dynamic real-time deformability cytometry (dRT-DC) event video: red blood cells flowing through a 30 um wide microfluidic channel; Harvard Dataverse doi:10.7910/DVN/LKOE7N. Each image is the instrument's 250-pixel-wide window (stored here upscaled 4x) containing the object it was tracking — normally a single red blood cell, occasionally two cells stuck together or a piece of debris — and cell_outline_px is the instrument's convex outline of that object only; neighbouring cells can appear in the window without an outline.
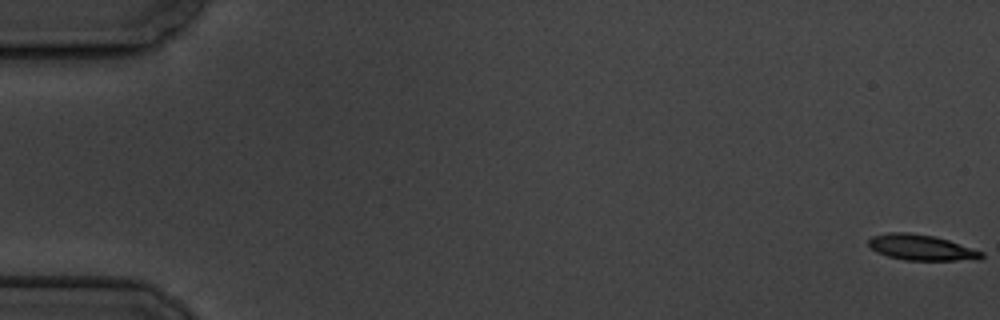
{"species": "common noctule bat (a hibernating species)", "species_latin": "Nyctalus noctula", "temperature_condition": "cold", "stored_images_in_passage": 6, "camera_frame_rate_fps": 3000, "um_per_image_px": 0.085, "animal": {"sex": "male", "body_mass_g": 19.5, "forearm_length_mm": 54.6}, "frame": {"image": 1, "passage_image": 1, "time_ms": 0.0, "image_size_px": [1000, 320], "cell_outline_px": [[984, 256], [980, 260], [904, 260], [888, 256], [876, 252], [868, 244], [868, 240], [872, 236], [888, 232], [908, 232], [932, 236], [948, 240], [984, 252]], "centroid_in_image_um": [78.32, 21.04], "position_along_channel_um": 6.7, "area_um2": 16.88}}
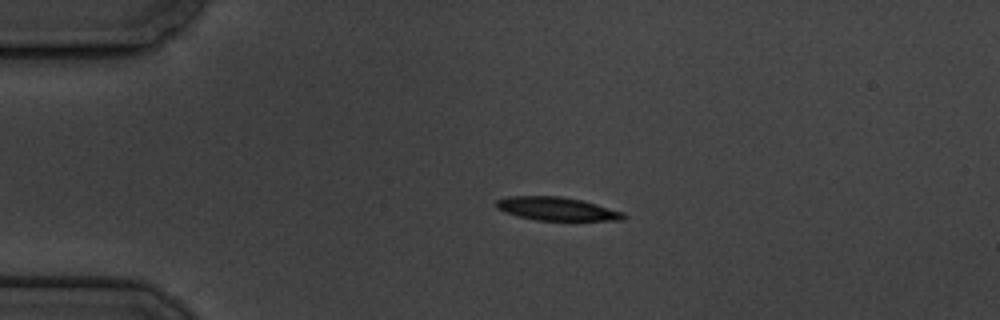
{"frame": {"image": 2, "passage_image": 5, "time_ms": 4.333, "image_size_px": [1000, 320], "cell_outline_px": [[628, 216], [624, 220], [536, 220], [516, 216], [504, 212], [496, 208], [496, 200], [508, 196], [560, 196], [580, 200], [596, 204], [624, 212]], "centroid_in_image_um": [47.31, 17.75], "position_along_channel_um": 37.7, "area_um2": 17.34}}